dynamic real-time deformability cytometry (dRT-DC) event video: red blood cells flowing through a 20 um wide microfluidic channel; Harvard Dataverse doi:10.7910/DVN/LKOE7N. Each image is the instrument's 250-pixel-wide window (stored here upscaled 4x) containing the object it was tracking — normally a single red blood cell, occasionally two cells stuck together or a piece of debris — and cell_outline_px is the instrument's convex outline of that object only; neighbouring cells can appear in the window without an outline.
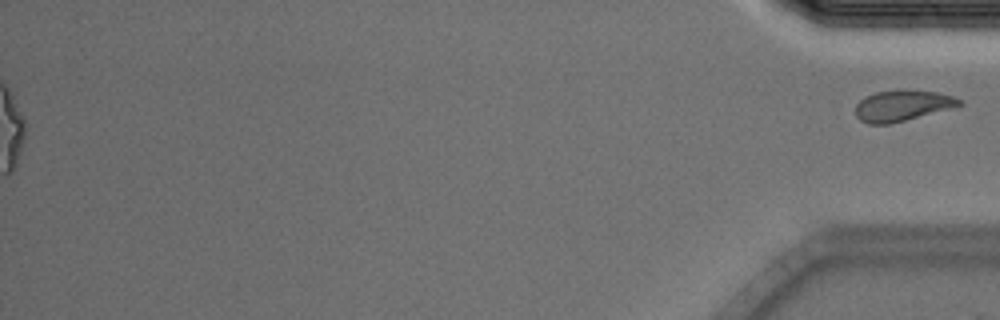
{"species": "Egyptian fruit bat (a non-hibernating species)", "species_latin": "Rousettus aegyptiacus", "temperature_condition": "cold", "stored_images_in_passage": 45, "segment_of_instrument_passage": [2, 2], "camera_frame_rate_fps": 3000, "um_per_image_px": 0.085, "animal": {"sex": "male"}, "frame": {"image": 1, "passage_image": 45, "time_ms": 14.667, "image_size_px": [1000, 320], "cell_outline_px": [[964, 104], [904, 120], [888, 124], [868, 124], [860, 120], [856, 116], [856, 104], [864, 96], [876, 92], [900, 88], [940, 92], [952, 96], [960, 100]], "centroid_in_image_um": [76.65, 8.94], "position_along_channel_um": 358.5, "area_um2": 18.73}}